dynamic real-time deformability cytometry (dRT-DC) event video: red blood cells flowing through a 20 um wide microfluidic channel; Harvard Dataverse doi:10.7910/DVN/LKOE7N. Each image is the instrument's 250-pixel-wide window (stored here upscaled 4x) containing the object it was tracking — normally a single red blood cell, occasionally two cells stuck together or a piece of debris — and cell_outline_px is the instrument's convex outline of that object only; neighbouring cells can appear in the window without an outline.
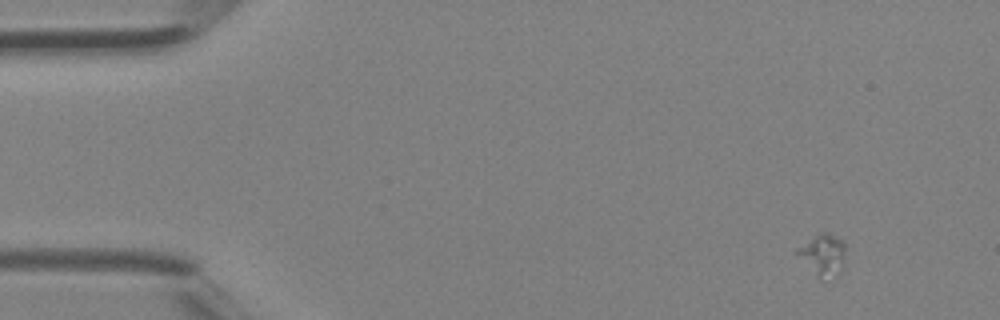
{"species": "Egyptian fruit bat (a non-hibernating species)", "species_latin": "Rousettus aegyptiacus", "temperature_condition": "room temperature", "stored_images_in_passage": 12, "camera_frame_rate_fps": 3000, "um_per_image_px": 0.085, "animal": {"sex": "female"}, "frame": {"image": 1, "passage_image": 4, "time_ms": 1.0, "image_size_px": [1000, 320], "cell_outline_px": [[844, 268], [840, 272], [820, 280], [796, 252], [796, 248], [816, 236], [824, 232], [844, 240]], "centroid_in_image_um": [69.99, 21.67], "position_along_channel_um": 15.0, "area_um2": 11.21}}